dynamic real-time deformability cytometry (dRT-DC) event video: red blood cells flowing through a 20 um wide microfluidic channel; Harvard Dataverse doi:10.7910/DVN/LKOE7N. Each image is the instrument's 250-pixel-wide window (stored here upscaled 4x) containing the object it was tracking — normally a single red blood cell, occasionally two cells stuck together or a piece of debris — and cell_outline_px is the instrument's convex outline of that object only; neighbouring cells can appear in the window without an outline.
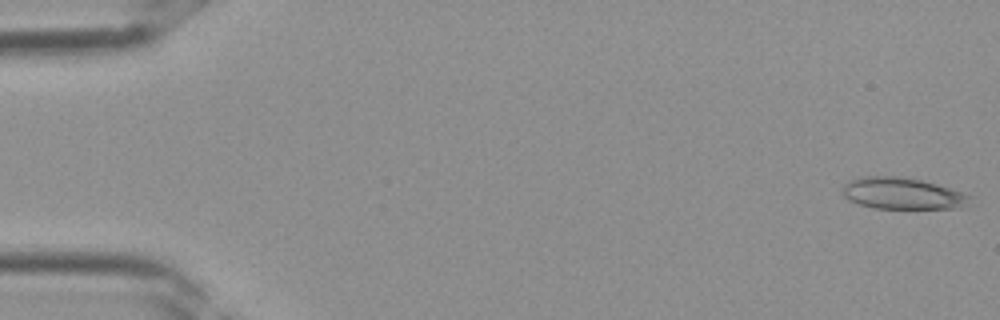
{"species": "Egyptian fruit bat (a non-hibernating species)", "species_latin": "Rousettus aegyptiacus", "temperature_condition": "room temperature", "stored_images_in_passage": 36, "camera_frame_rate_fps": 3000, "um_per_image_px": 0.085, "frame": {"image": 1, "passage_image": 1, "time_ms": 0.0, "image_size_px": [1000, 320], "cell_outline_px": [[972, 196], [960, 208], [872, 208], [848, 200], [844, 196], [844, 184], [852, 180], [864, 176], [900, 176], [920, 180], [936, 184]], "centroid_in_image_um": [76.66, 16.44], "position_along_channel_um": 8.3, "area_um2": 22.95}}
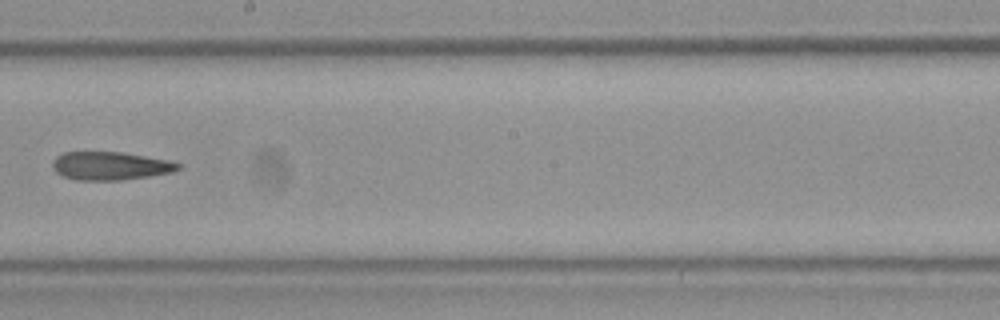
{"frame": {"image": 2, "passage_image": 21, "time_ms": 6.667, "image_size_px": [1000, 320], "cell_outline_px": [[184, 164], [180, 168], [172, 172], [148, 176], [120, 180], [76, 180], [64, 176], [56, 172], [52, 168], [52, 160], [56, 156], [64, 152], [124, 152], [168, 160]], "centroid_in_image_um": [9.37, 14.09], "position_along_channel_um": 238.8, "area_um2": 20.75}}
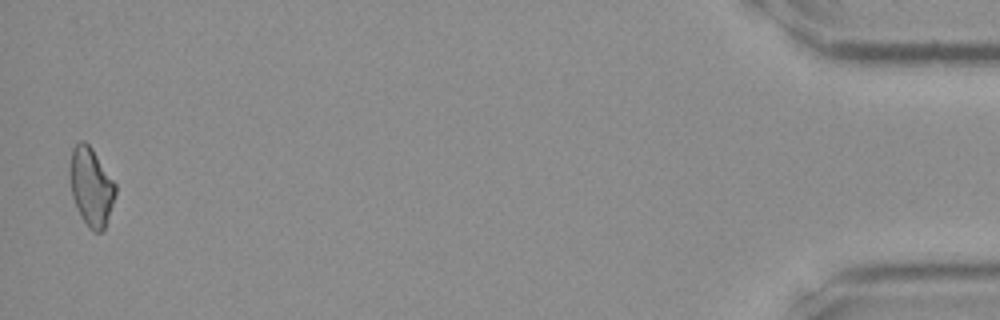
{"frame": {"image": 3, "passage_image": 36, "time_ms": 11.667, "image_size_px": [1000, 320], "cell_outline_px": [[116, 192], [104, 228], [100, 232], [92, 232], [88, 228], [80, 216], [76, 208], [72, 196], [68, 176], [68, 172], [72, 148], [80, 140], [84, 140], [92, 148], [116, 184]], "centroid_in_image_um": [7.7, 15.86], "position_along_channel_um": 427.5, "area_um2": 20.98}}